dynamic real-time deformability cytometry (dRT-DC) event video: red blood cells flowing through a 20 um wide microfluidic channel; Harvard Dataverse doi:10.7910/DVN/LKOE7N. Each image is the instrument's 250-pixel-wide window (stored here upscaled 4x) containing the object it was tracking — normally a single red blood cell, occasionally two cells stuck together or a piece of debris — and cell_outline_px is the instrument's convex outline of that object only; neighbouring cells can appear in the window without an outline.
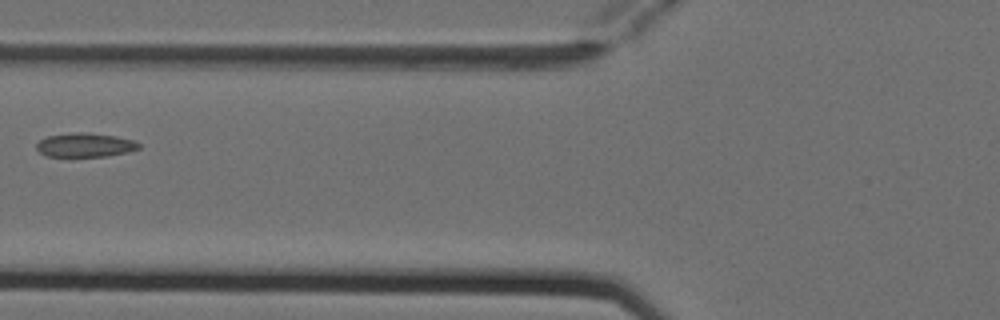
{"species": "Egyptian fruit bat (a non-hibernating species)", "species_latin": "Rousettus aegyptiacus", "temperature_condition": "cold", "stored_images_in_passage": 7, "camera_frame_rate_fps": 3000, "um_per_image_px": 0.085, "animal": {"sex": "female"}, "frame": {"image": 1, "passage_image": 6, "time_ms": 1.667, "image_size_px": [1000, 320], "cell_outline_px": [[140, 148], [128, 152], [108, 156], [44, 156], [36, 148], [36, 144], [40, 140], [48, 136], [72, 132], [84, 132], [116, 136], [132, 140], [140, 144]], "centroid_in_image_um": [7.22, 12.32], "position_along_channel_um": 118.6, "area_um2": 14.28}}
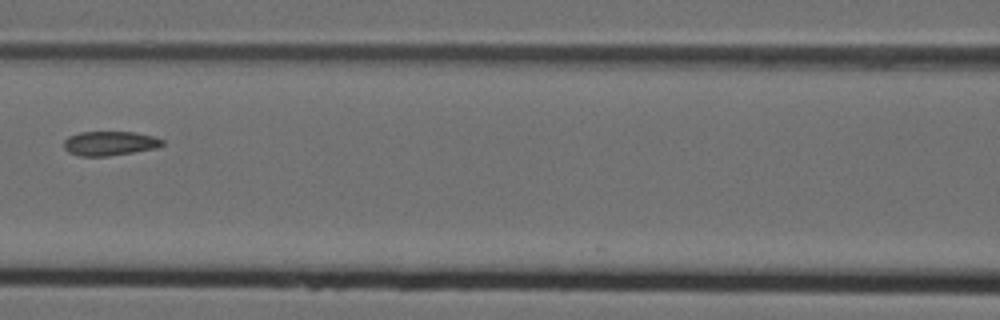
{"frame": {"image": 2, "passage_image": 7, "time_ms": 2.0, "image_size_px": [1000, 320], "cell_outline_px": [[164, 144], [156, 148], [108, 156], [80, 156], [68, 152], [64, 148], [64, 140], [68, 136], [80, 132], [136, 132], [152, 136], [164, 140]], "centroid_in_image_um": [9.31, 12.18], "position_along_channel_um": 157.3, "area_um2": 13.93}}